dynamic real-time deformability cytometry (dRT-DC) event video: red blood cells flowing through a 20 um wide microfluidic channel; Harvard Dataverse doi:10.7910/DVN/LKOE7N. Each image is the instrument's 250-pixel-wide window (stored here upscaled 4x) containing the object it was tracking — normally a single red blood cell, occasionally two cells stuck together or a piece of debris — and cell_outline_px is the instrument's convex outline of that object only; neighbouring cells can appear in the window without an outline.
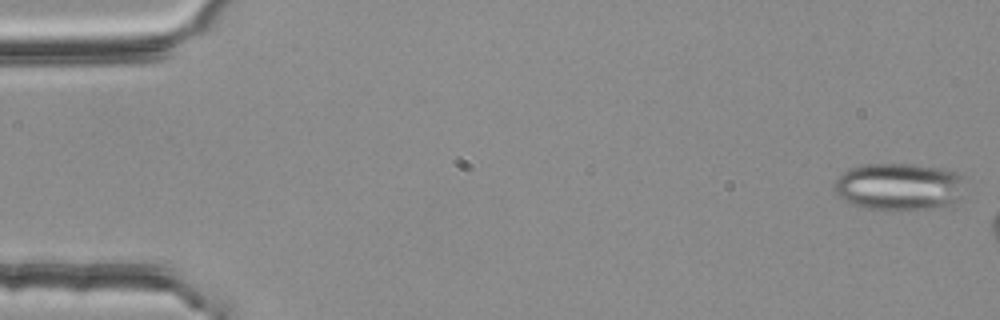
{"species": "common noctule bat (a hibernating species)", "species_latin": "Nyctalus noctula", "temperature_condition": "room temperature", "stored_images_in_passage": 16, "camera_frame_rate_fps": 3000, "um_per_image_px": 0.085, "animal": {"sex": "female", "body_mass_g": 25.1}, "frame": {"image": 1, "passage_image": 1, "time_ms": 0.0, "image_size_px": [1000, 320], "cell_outline_px": [[964, 176], [960, 200], [944, 208], [900, 212], [884, 212], [864, 208], [852, 204], [844, 200], [832, 188], [836, 180], [848, 168], [864, 164], [912, 164], [944, 168], [956, 172]], "centroid_in_image_um": [76.45, 15.91], "position_along_channel_um": 8.5, "area_um2": 37.34}}